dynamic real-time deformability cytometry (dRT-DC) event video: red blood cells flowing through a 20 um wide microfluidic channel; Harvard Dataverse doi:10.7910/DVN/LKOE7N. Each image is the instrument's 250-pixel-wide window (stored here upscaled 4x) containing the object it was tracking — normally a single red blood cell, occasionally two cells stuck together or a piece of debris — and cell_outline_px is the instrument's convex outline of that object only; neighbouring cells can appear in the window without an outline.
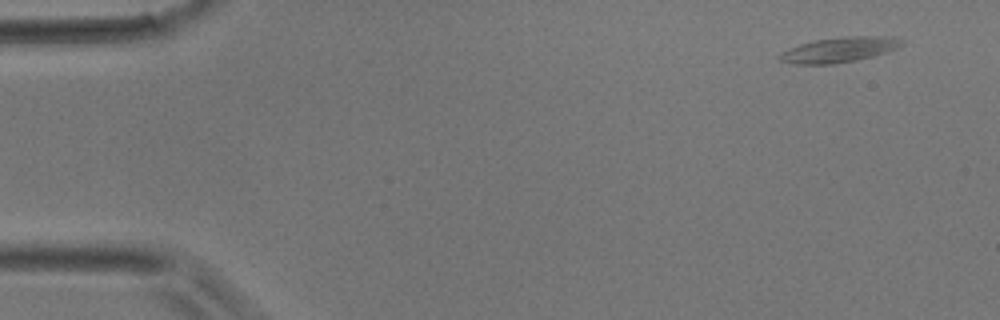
{"species": "common noctule bat (a hibernating species)", "species_latin": "Nyctalus noctula", "temperature_condition": "room temperature", "stored_images_in_passage": 4, "camera_frame_rate_fps": 3000, "um_per_image_px": 0.085, "animal": {"sex": "male", "body_mass_g": 17.9}, "frame": {"image": 1, "passage_image": 1, "time_ms": 0.0, "image_size_px": [1000, 320], "cell_outline_px": [[904, 44], [888, 52], [856, 60], [832, 64], [796, 64], [780, 60], [776, 56], [780, 52], [800, 44], [816, 40], [852, 36], [884, 36], [904, 40]], "centroid_in_image_um": [71.33, 4.23], "position_along_channel_um": 13.7, "area_um2": 17.69}}
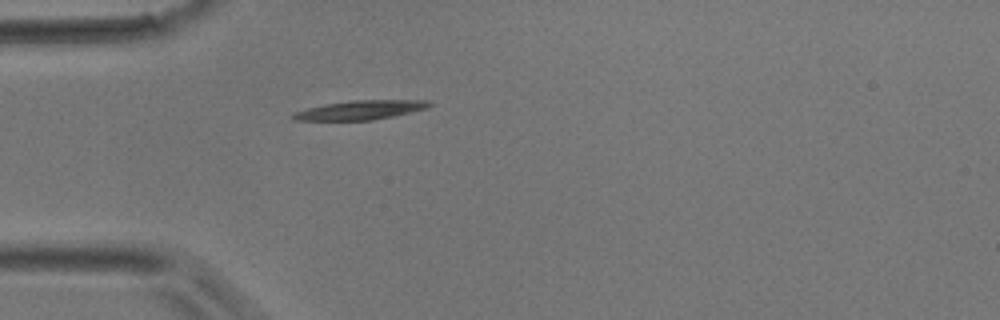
{"frame": {"image": 2, "passage_image": 4, "time_ms": 1.0, "image_size_px": [1000, 320], "cell_outline_px": [[432, 104], [428, 108], [412, 112], [372, 120], [292, 120], [288, 116], [296, 112], [308, 108], [324, 104], [352, 100], [428, 100]], "centroid_in_image_um": [30.63, 9.35], "position_along_channel_um": 54.4, "area_um2": 15.2}}